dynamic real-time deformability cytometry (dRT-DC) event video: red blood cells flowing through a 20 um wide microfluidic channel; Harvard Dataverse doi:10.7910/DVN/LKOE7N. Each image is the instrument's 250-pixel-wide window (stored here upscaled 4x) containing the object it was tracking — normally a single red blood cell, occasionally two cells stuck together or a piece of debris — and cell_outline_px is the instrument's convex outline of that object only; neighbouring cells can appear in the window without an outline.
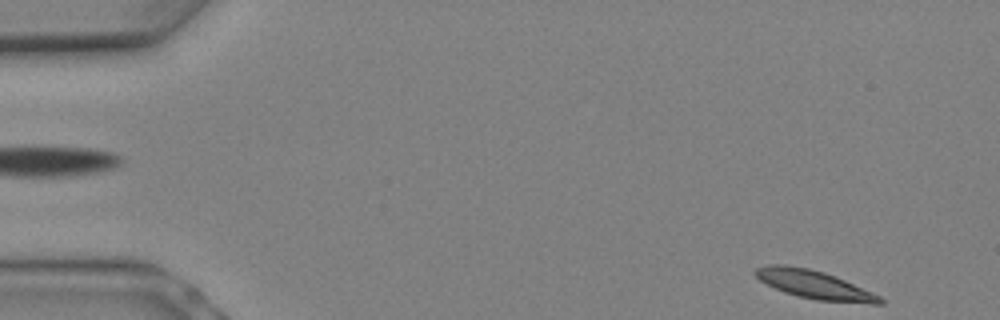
{"species": "Egyptian fruit bat (a non-hibernating species)", "species_latin": "Rousettus aegyptiacus", "temperature_condition": "warm", "stored_images_in_passage": 6, "camera_frame_rate_fps": 3000, "um_per_image_px": 0.085, "animal": {"sex": "female"}, "frame": {"image": 1, "passage_image": 1, "time_ms": 0.0, "image_size_px": [1000, 320], "cell_outline_px": [[884, 304], [872, 304], [816, 300], [796, 296], [784, 292], [760, 280], [752, 272], [756, 268], [768, 264], [784, 264], [808, 268], [824, 272], [844, 280], [872, 292], [880, 296], [884, 300]], "centroid_in_image_um": [69.21, 24.19], "position_along_channel_um": 15.8, "area_um2": 20.58}}
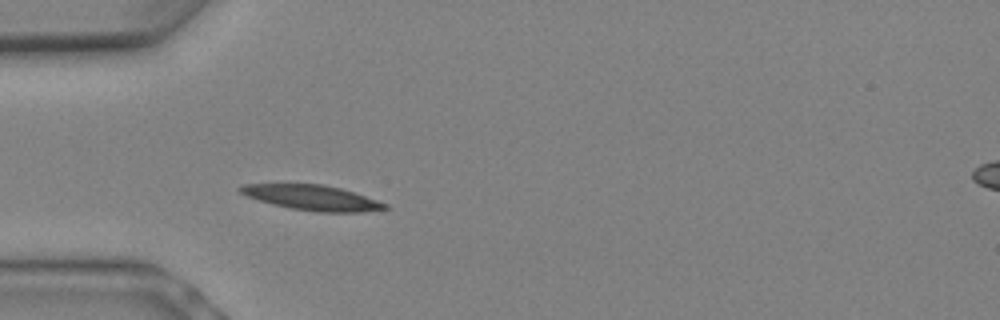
{"frame": {"image": 2, "passage_image": 6, "time_ms": 1.667, "image_size_px": [1000, 320], "cell_outline_px": [[392, 208], [360, 212], [316, 212], [292, 208], [272, 204], [248, 196], [240, 192], [236, 188], [244, 184], [324, 184], [340, 188], [388, 204]], "centroid_in_image_um": [26.54, 16.8], "position_along_channel_um": 58.5, "area_um2": 20.98}}